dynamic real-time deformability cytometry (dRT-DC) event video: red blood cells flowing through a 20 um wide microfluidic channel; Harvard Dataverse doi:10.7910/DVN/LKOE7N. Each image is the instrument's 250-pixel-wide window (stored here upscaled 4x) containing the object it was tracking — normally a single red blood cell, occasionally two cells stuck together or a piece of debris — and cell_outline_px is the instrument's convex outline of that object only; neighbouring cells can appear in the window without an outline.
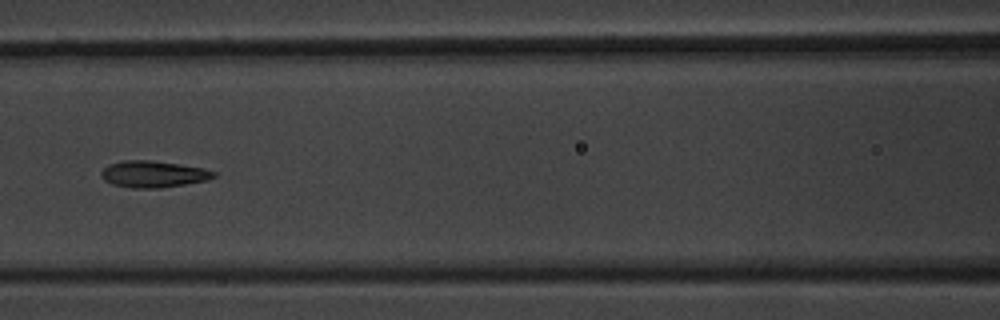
{"species": "common noctule bat (a hibernating species)", "species_latin": "Nyctalus noctula", "temperature_condition": "warm", "stored_images_in_passage": 11, "camera_frame_rate_fps": 3000, "um_per_image_px": 0.085, "animal": {"sex": "male", "body_mass_g": 20.1, "forearm_length_mm": 53.5}, "frame": {"image": 1, "passage_image": 7, "time_ms": 7.0, "image_size_px": [1000, 320], "cell_outline_px": [[216, 176], [208, 180], [160, 188], [132, 188], [112, 184], [104, 180], [100, 176], [100, 172], [108, 164], [124, 160], [152, 160], [204, 168], [216, 172]], "centroid_in_image_um": [13.01, 14.8], "position_along_channel_um": 153.6, "area_um2": 17.51}}
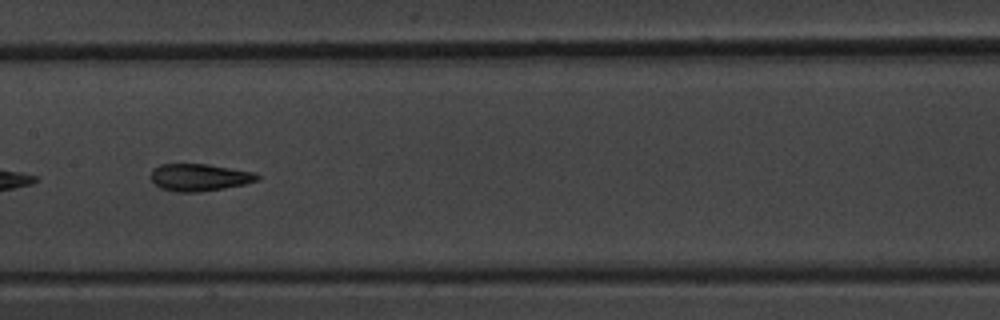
{"frame": {"image": 2, "passage_image": 8, "time_ms": 8.0, "image_size_px": [1000, 320], "cell_outline_px": [[260, 180], [244, 184], [224, 188], [200, 192], [176, 192], [160, 188], [152, 180], [152, 168], [160, 164], [208, 164], [256, 172], [260, 176]], "centroid_in_image_um": [16.98, 15.07], "position_along_channel_um": 190.4, "area_um2": 16.99}}
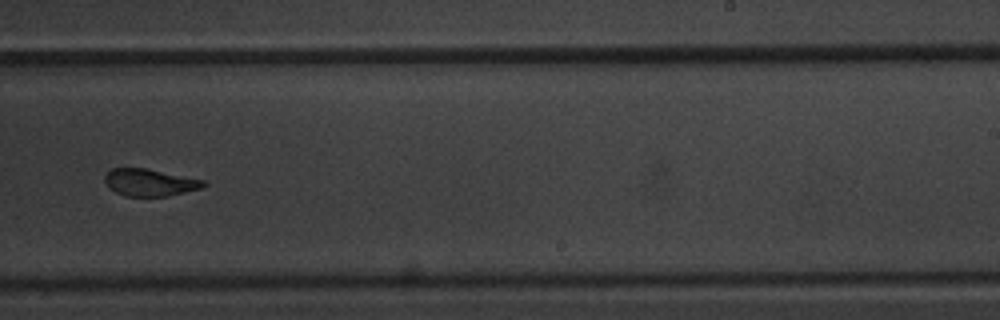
{"frame": {"image": 3, "passage_image": 10, "time_ms": 10.333, "image_size_px": [1000, 320], "cell_outline_px": [[208, 184], [200, 188], [168, 196], [124, 196], [108, 188], [104, 180], [104, 176], [112, 168], [144, 168], [204, 180]], "centroid_in_image_um": [12.69, 15.51], "position_along_channel_um": 276.3, "area_um2": 15.49}}